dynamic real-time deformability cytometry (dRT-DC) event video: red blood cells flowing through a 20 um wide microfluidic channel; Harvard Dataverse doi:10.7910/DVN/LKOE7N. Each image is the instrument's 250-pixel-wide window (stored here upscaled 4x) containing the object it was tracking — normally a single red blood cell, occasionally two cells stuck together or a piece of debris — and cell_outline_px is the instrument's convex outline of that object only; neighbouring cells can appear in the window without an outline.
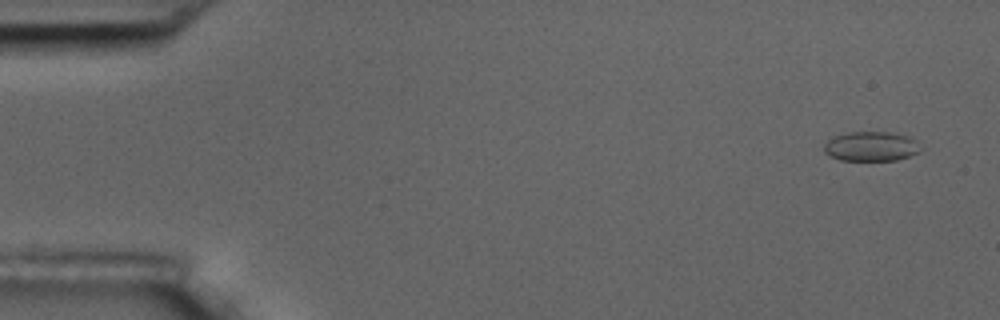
{"species": "common noctule bat (a hibernating species)", "species_latin": "Nyctalus noctula", "temperature_condition": "room temperature", "stored_images_in_passage": 4, "camera_frame_rate_fps": 3000, "um_per_image_px": 0.085, "animal": {"sex": "male", "body_mass_g": 17.5, "forearm_length_mm": 52.3}, "frame": {"image": 1, "passage_image": 1, "time_ms": 0.0, "image_size_px": [1000, 320], "cell_outline_px": [[924, 148], [920, 152], [896, 160], [840, 160], [824, 152], [824, 144], [828, 140], [836, 136], [852, 132], [888, 132], [908, 136]], "centroid_in_image_um": [74.07, 12.45], "position_along_channel_um": 10.9, "area_um2": 16.47}}